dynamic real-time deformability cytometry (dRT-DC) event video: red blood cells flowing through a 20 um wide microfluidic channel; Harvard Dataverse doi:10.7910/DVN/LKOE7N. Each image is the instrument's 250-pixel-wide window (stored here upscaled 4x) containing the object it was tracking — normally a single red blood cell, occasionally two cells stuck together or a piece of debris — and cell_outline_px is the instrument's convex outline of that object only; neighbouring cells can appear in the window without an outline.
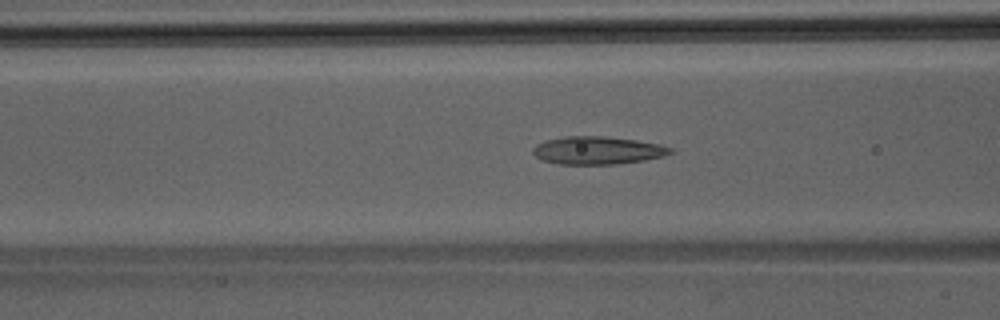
{"species": "Egyptian fruit bat (a non-hibernating species)", "species_latin": "Rousettus aegyptiacus", "temperature_condition": "room temperature", "stored_images_in_passage": 44, "camera_frame_rate_fps": 3000, "um_per_image_px": 0.085, "animal": {"sex": "male"}, "frame": {"image": 1, "passage_image": 17, "time_ms": 5.333, "image_size_px": [1000, 320], "cell_outline_px": [[676, 152], [664, 156], [644, 160], [616, 164], [560, 164], [540, 160], [532, 152], [532, 148], [536, 144], [544, 140], [564, 136], [604, 136], [636, 140], [660, 144], [672, 148]], "centroid_in_image_um": [50.78, 12.78], "position_along_channel_um": 115.8, "area_um2": 22.54}}
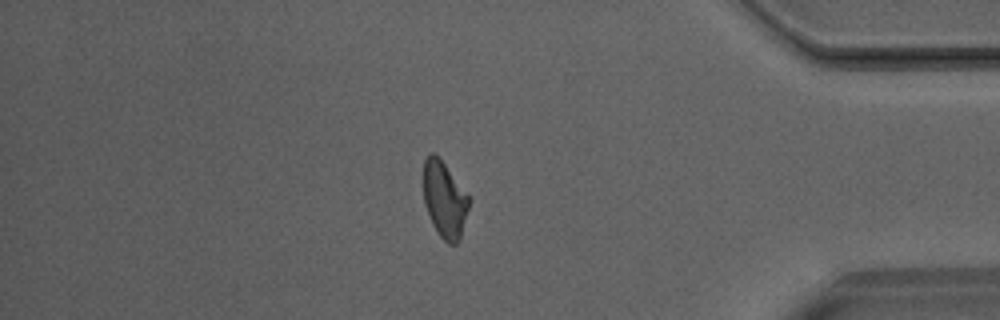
{"frame": {"image": 2, "passage_image": 38, "time_ms": 12.333, "image_size_px": [1000, 320], "cell_outline_px": [[472, 200], [460, 240], [456, 244], [448, 244], [436, 232], [432, 224], [424, 204], [424, 160], [428, 152], [432, 152], [444, 164]], "centroid_in_image_um": [37.8, 17.02], "position_along_channel_um": 397.4, "area_um2": 20.35}}
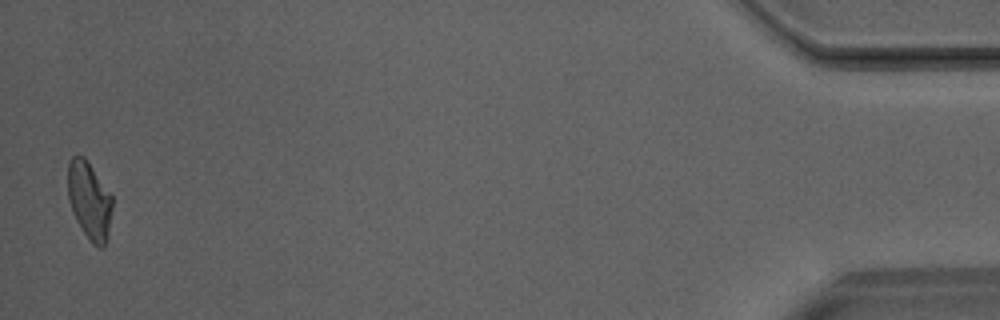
{"frame": {"image": 3, "passage_image": 44, "time_ms": 14.333, "image_size_px": [1000, 320], "cell_outline_px": [[112, 208], [104, 248], [100, 248], [92, 244], [76, 220], [72, 212], [68, 200], [68, 164], [72, 156], [84, 156], [88, 160], [112, 196]], "centroid_in_image_um": [7.58, 17.01], "position_along_channel_um": 427.6, "area_um2": 20.0}}